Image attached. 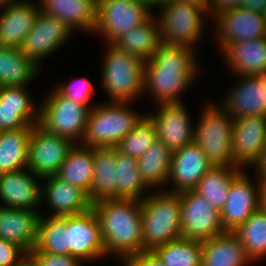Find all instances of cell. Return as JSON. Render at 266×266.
I'll return each instance as SVG.
<instances>
[{
	"instance_id": "cell-1",
	"label": "cell",
	"mask_w": 266,
	"mask_h": 266,
	"mask_svg": "<svg viewBox=\"0 0 266 266\" xmlns=\"http://www.w3.org/2000/svg\"><path fill=\"white\" fill-rule=\"evenodd\" d=\"M196 52L187 46L162 43L150 60L145 61L143 95H152L154 106L182 103L183 93L201 73Z\"/></svg>"
},
{
	"instance_id": "cell-2",
	"label": "cell",
	"mask_w": 266,
	"mask_h": 266,
	"mask_svg": "<svg viewBox=\"0 0 266 266\" xmlns=\"http://www.w3.org/2000/svg\"><path fill=\"white\" fill-rule=\"evenodd\" d=\"M100 223L106 256H115L121 264L126 258L143 252L141 201L107 199L92 204Z\"/></svg>"
},
{
	"instance_id": "cell-3",
	"label": "cell",
	"mask_w": 266,
	"mask_h": 266,
	"mask_svg": "<svg viewBox=\"0 0 266 266\" xmlns=\"http://www.w3.org/2000/svg\"><path fill=\"white\" fill-rule=\"evenodd\" d=\"M148 192L141 200L143 251H153L182 237L179 193L165 190Z\"/></svg>"
},
{
	"instance_id": "cell-4",
	"label": "cell",
	"mask_w": 266,
	"mask_h": 266,
	"mask_svg": "<svg viewBox=\"0 0 266 266\" xmlns=\"http://www.w3.org/2000/svg\"><path fill=\"white\" fill-rule=\"evenodd\" d=\"M97 104L89 112L86 131L80 143L84 146L116 147L146 115L132 109L131 102Z\"/></svg>"
},
{
	"instance_id": "cell-5",
	"label": "cell",
	"mask_w": 266,
	"mask_h": 266,
	"mask_svg": "<svg viewBox=\"0 0 266 266\" xmlns=\"http://www.w3.org/2000/svg\"><path fill=\"white\" fill-rule=\"evenodd\" d=\"M108 46V47H107ZM100 80L108 102H133L143 96L145 62L113 44H106Z\"/></svg>"
},
{
	"instance_id": "cell-6",
	"label": "cell",
	"mask_w": 266,
	"mask_h": 266,
	"mask_svg": "<svg viewBox=\"0 0 266 266\" xmlns=\"http://www.w3.org/2000/svg\"><path fill=\"white\" fill-rule=\"evenodd\" d=\"M157 10L160 12L156 18L160 25L161 42L196 50V43L206 33L204 30L209 29V12L198 4L178 0H169Z\"/></svg>"
},
{
	"instance_id": "cell-7",
	"label": "cell",
	"mask_w": 266,
	"mask_h": 266,
	"mask_svg": "<svg viewBox=\"0 0 266 266\" xmlns=\"http://www.w3.org/2000/svg\"><path fill=\"white\" fill-rule=\"evenodd\" d=\"M210 103V104H209ZM195 123L194 141L212 166H234L232 128L234 118L219 103L207 102Z\"/></svg>"
},
{
	"instance_id": "cell-8",
	"label": "cell",
	"mask_w": 266,
	"mask_h": 266,
	"mask_svg": "<svg viewBox=\"0 0 266 266\" xmlns=\"http://www.w3.org/2000/svg\"><path fill=\"white\" fill-rule=\"evenodd\" d=\"M51 89L39 103L38 125L47 132L80 144L91 109L62 96L54 86Z\"/></svg>"
},
{
	"instance_id": "cell-9",
	"label": "cell",
	"mask_w": 266,
	"mask_h": 266,
	"mask_svg": "<svg viewBox=\"0 0 266 266\" xmlns=\"http://www.w3.org/2000/svg\"><path fill=\"white\" fill-rule=\"evenodd\" d=\"M153 10L138 0H98L97 21L93 32L113 44L124 32L148 21Z\"/></svg>"
},
{
	"instance_id": "cell-10",
	"label": "cell",
	"mask_w": 266,
	"mask_h": 266,
	"mask_svg": "<svg viewBox=\"0 0 266 266\" xmlns=\"http://www.w3.org/2000/svg\"><path fill=\"white\" fill-rule=\"evenodd\" d=\"M182 237L204 241L225 232L220 212L194 190L179 192Z\"/></svg>"
},
{
	"instance_id": "cell-11",
	"label": "cell",
	"mask_w": 266,
	"mask_h": 266,
	"mask_svg": "<svg viewBox=\"0 0 266 266\" xmlns=\"http://www.w3.org/2000/svg\"><path fill=\"white\" fill-rule=\"evenodd\" d=\"M74 144L65 137L45 131L38 124L34 125L29 140L27 168L40 177L56 175Z\"/></svg>"
},
{
	"instance_id": "cell-12",
	"label": "cell",
	"mask_w": 266,
	"mask_h": 266,
	"mask_svg": "<svg viewBox=\"0 0 266 266\" xmlns=\"http://www.w3.org/2000/svg\"><path fill=\"white\" fill-rule=\"evenodd\" d=\"M210 23L215 35L218 51L227 44L266 36V22L263 14L242 7L218 14Z\"/></svg>"
},
{
	"instance_id": "cell-13",
	"label": "cell",
	"mask_w": 266,
	"mask_h": 266,
	"mask_svg": "<svg viewBox=\"0 0 266 266\" xmlns=\"http://www.w3.org/2000/svg\"><path fill=\"white\" fill-rule=\"evenodd\" d=\"M73 33L74 31L64 21L40 11L21 50L38 67H42V60L63 47L62 45L70 40Z\"/></svg>"
},
{
	"instance_id": "cell-14",
	"label": "cell",
	"mask_w": 266,
	"mask_h": 266,
	"mask_svg": "<svg viewBox=\"0 0 266 266\" xmlns=\"http://www.w3.org/2000/svg\"><path fill=\"white\" fill-rule=\"evenodd\" d=\"M67 238L70 255L81 262L107 258L100 223L92 207L83 213L67 216Z\"/></svg>"
},
{
	"instance_id": "cell-15",
	"label": "cell",
	"mask_w": 266,
	"mask_h": 266,
	"mask_svg": "<svg viewBox=\"0 0 266 266\" xmlns=\"http://www.w3.org/2000/svg\"><path fill=\"white\" fill-rule=\"evenodd\" d=\"M266 151V116L234 118L232 128L233 165L246 170Z\"/></svg>"
},
{
	"instance_id": "cell-16",
	"label": "cell",
	"mask_w": 266,
	"mask_h": 266,
	"mask_svg": "<svg viewBox=\"0 0 266 266\" xmlns=\"http://www.w3.org/2000/svg\"><path fill=\"white\" fill-rule=\"evenodd\" d=\"M168 103L156 105L157 111L146 114L155 124L157 139L167 146L172 153L194 141L195 124L186 104ZM192 123V124H191Z\"/></svg>"
},
{
	"instance_id": "cell-17",
	"label": "cell",
	"mask_w": 266,
	"mask_h": 266,
	"mask_svg": "<svg viewBox=\"0 0 266 266\" xmlns=\"http://www.w3.org/2000/svg\"><path fill=\"white\" fill-rule=\"evenodd\" d=\"M255 180L253 181L243 170L231 182L225 206L220 211L221 225L225 231H235L260 209L257 177Z\"/></svg>"
},
{
	"instance_id": "cell-18",
	"label": "cell",
	"mask_w": 266,
	"mask_h": 266,
	"mask_svg": "<svg viewBox=\"0 0 266 266\" xmlns=\"http://www.w3.org/2000/svg\"><path fill=\"white\" fill-rule=\"evenodd\" d=\"M42 177L28 168L0 174V206L39 211Z\"/></svg>"
},
{
	"instance_id": "cell-19",
	"label": "cell",
	"mask_w": 266,
	"mask_h": 266,
	"mask_svg": "<svg viewBox=\"0 0 266 266\" xmlns=\"http://www.w3.org/2000/svg\"><path fill=\"white\" fill-rule=\"evenodd\" d=\"M211 167L200 146L193 141L172 153L168 183L164 190L172 193L193 190Z\"/></svg>"
},
{
	"instance_id": "cell-20",
	"label": "cell",
	"mask_w": 266,
	"mask_h": 266,
	"mask_svg": "<svg viewBox=\"0 0 266 266\" xmlns=\"http://www.w3.org/2000/svg\"><path fill=\"white\" fill-rule=\"evenodd\" d=\"M41 205L49 210V216L62 217L80 214L92 207L83 189L64 182L56 175L42 177Z\"/></svg>"
},
{
	"instance_id": "cell-21",
	"label": "cell",
	"mask_w": 266,
	"mask_h": 266,
	"mask_svg": "<svg viewBox=\"0 0 266 266\" xmlns=\"http://www.w3.org/2000/svg\"><path fill=\"white\" fill-rule=\"evenodd\" d=\"M238 79V80H237ZM220 103L233 118L266 116V86L255 75L236 76Z\"/></svg>"
},
{
	"instance_id": "cell-22",
	"label": "cell",
	"mask_w": 266,
	"mask_h": 266,
	"mask_svg": "<svg viewBox=\"0 0 266 266\" xmlns=\"http://www.w3.org/2000/svg\"><path fill=\"white\" fill-rule=\"evenodd\" d=\"M27 87L1 88L0 131L24 129L38 124L39 105L36 106Z\"/></svg>"
},
{
	"instance_id": "cell-23",
	"label": "cell",
	"mask_w": 266,
	"mask_h": 266,
	"mask_svg": "<svg viewBox=\"0 0 266 266\" xmlns=\"http://www.w3.org/2000/svg\"><path fill=\"white\" fill-rule=\"evenodd\" d=\"M0 12V46L21 49L40 13L39 4L15 0Z\"/></svg>"
},
{
	"instance_id": "cell-24",
	"label": "cell",
	"mask_w": 266,
	"mask_h": 266,
	"mask_svg": "<svg viewBox=\"0 0 266 266\" xmlns=\"http://www.w3.org/2000/svg\"><path fill=\"white\" fill-rule=\"evenodd\" d=\"M40 211L0 206V238L21 247L35 248Z\"/></svg>"
},
{
	"instance_id": "cell-25",
	"label": "cell",
	"mask_w": 266,
	"mask_h": 266,
	"mask_svg": "<svg viewBox=\"0 0 266 266\" xmlns=\"http://www.w3.org/2000/svg\"><path fill=\"white\" fill-rule=\"evenodd\" d=\"M220 53L231 75L251 76L266 70V36L229 43Z\"/></svg>"
},
{
	"instance_id": "cell-26",
	"label": "cell",
	"mask_w": 266,
	"mask_h": 266,
	"mask_svg": "<svg viewBox=\"0 0 266 266\" xmlns=\"http://www.w3.org/2000/svg\"><path fill=\"white\" fill-rule=\"evenodd\" d=\"M40 11L64 21L73 31L93 33L98 0H38Z\"/></svg>"
},
{
	"instance_id": "cell-27",
	"label": "cell",
	"mask_w": 266,
	"mask_h": 266,
	"mask_svg": "<svg viewBox=\"0 0 266 266\" xmlns=\"http://www.w3.org/2000/svg\"><path fill=\"white\" fill-rule=\"evenodd\" d=\"M201 246V266H248L254 264L234 232L225 231L202 241Z\"/></svg>"
},
{
	"instance_id": "cell-28",
	"label": "cell",
	"mask_w": 266,
	"mask_h": 266,
	"mask_svg": "<svg viewBox=\"0 0 266 266\" xmlns=\"http://www.w3.org/2000/svg\"><path fill=\"white\" fill-rule=\"evenodd\" d=\"M94 177L89 191L91 204L118 199V183L116 174V148L93 147Z\"/></svg>"
},
{
	"instance_id": "cell-29",
	"label": "cell",
	"mask_w": 266,
	"mask_h": 266,
	"mask_svg": "<svg viewBox=\"0 0 266 266\" xmlns=\"http://www.w3.org/2000/svg\"><path fill=\"white\" fill-rule=\"evenodd\" d=\"M41 72L21 49L0 46V84L2 87L30 86Z\"/></svg>"
},
{
	"instance_id": "cell-30",
	"label": "cell",
	"mask_w": 266,
	"mask_h": 266,
	"mask_svg": "<svg viewBox=\"0 0 266 266\" xmlns=\"http://www.w3.org/2000/svg\"><path fill=\"white\" fill-rule=\"evenodd\" d=\"M158 18L153 15L148 21L124 32L114 43L117 48L148 61L161 46Z\"/></svg>"
},
{
	"instance_id": "cell-31",
	"label": "cell",
	"mask_w": 266,
	"mask_h": 266,
	"mask_svg": "<svg viewBox=\"0 0 266 266\" xmlns=\"http://www.w3.org/2000/svg\"><path fill=\"white\" fill-rule=\"evenodd\" d=\"M171 160L172 151L159 139L142 156L137 158L141 179L150 190L155 191L156 189L157 191L166 188Z\"/></svg>"
},
{
	"instance_id": "cell-32",
	"label": "cell",
	"mask_w": 266,
	"mask_h": 266,
	"mask_svg": "<svg viewBox=\"0 0 266 266\" xmlns=\"http://www.w3.org/2000/svg\"><path fill=\"white\" fill-rule=\"evenodd\" d=\"M56 176L83 189L89 196L94 177L93 147L74 144Z\"/></svg>"
},
{
	"instance_id": "cell-33",
	"label": "cell",
	"mask_w": 266,
	"mask_h": 266,
	"mask_svg": "<svg viewBox=\"0 0 266 266\" xmlns=\"http://www.w3.org/2000/svg\"><path fill=\"white\" fill-rule=\"evenodd\" d=\"M32 129L0 131V174L27 168Z\"/></svg>"
},
{
	"instance_id": "cell-34",
	"label": "cell",
	"mask_w": 266,
	"mask_h": 266,
	"mask_svg": "<svg viewBox=\"0 0 266 266\" xmlns=\"http://www.w3.org/2000/svg\"><path fill=\"white\" fill-rule=\"evenodd\" d=\"M237 166H213L193 189L219 212L224 208L231 182L243 171Z\"/></svg>"
},
{
	"instance_id": "cell-35",
	"label": "cell",
	"mask_w": 266,
	"mask_h": 266,
	"mask_svg": "<svg viewBox=\"0 0 266 266\" xmlns=\"http://www.w3.org/2000/svg\"><path fill=\"white\" fill-rule=\"evenodd\" d=\"M35 249L38 252L70 255L67 216H47L40 211Z\"/></svg>"
},
{
	"instance_id": "cell-36",
	"label": "cell",
	"mask_w": 266,
	"mask_h": 266,
	"mask_svg": "<svg viewBox=\"0 0 266 266\" xmlns=\"http://www.w3.org/2000/svg\"><path fill=\"white\" fill-rule=\"evenodd\" d=\"M254 263L266 258V211H255L233 231Z\"/></svg>"
},
{
	"instance_id": "cell-37",
	"label": "cell",
	"mask_w": 266,
	"mask_h": 266,
	"mask_svg": "<svg viewBox=\"0 0 266 266\" xmlns=\"http://www.w3.org/2000/svg\"><path fill=\"white\" fill-rule=\"evenodd\" d=\"M116 174L118 183V199L141 201L150 190L142 181L137 158L122 154L116 149ZM145 193V194H144Z\"/></svg>"
},
{
	"instance_id": "cell-38",
	"label": "cell",
	"mask_w": 266,
	"mask_h": 266,
	"mask_svg": "<svg viewBox=\"0 0 266 266\" xmlns=\"http://www.w3.org/2000/svg\"><path fill=\"white\" fill-rule=\"evenodd\" d=\"M153 252L165 266H201V241L180 237L156 247Z\"/></svg>"
},
{
	"instance_id": "cell-39",
	"label": "cell",
	"mask_w": 266,
	"mask_h": 266,
	"mask_svg": "<svg viewBox=\"0 0 266 266\" xmlns=\"http://www.w3.org/2000/svg\"><path fill=\"white\" fill-rule=\"evenodd\" d=\"M156 140L157 130L155 124L146 114L115 148L122 154L138 158L142 156Z\"/></svg>"
},
{
	"instance_id": "cell-40",
	"label": "cell",
	"mask_w": 266,
	"mask_h": 266,
	"mask_svg": "<svg viewBox=\"0 0 266 266\" xmlns=\"http://www.w3.org/2000/svg\"><path fill=\"white\" fill-rule=\"evenodd\" d=\"M72 81L60 82L58 85H54V88L62 96L71 99L75 103H80L92 109L95 105L92 104L93 101H91V97L94 95L95 90L90 79L85 76L80 79L75 78Z\"/></svg>"
},
{
	"instance_id": "cell-41",
	"label": "cell",
	"mask_w": 266,
	"mask_h": 266,
	"mask_svg": "<svg viewBox=\"0 0 266 266\" xmlns=\"http://www.w3.org/2000/svg\"><path fill=\"white\" fill-rule=\"evenodd\" d=\"M29 255L38 266H83V262L71 255L38 252L35 248L31 250Z\"/></svg>"
},
{
	"instance_id": "cell-42",
	"label": "cell",
	"mask_w": 266,
	"mask_h": 266,
	"mask_svg": "<svg viewBox=\"0 0 266 266\" xmlns=\"http://www.w3.org/2000/svg\"><path fill=\"white\" fill-rule=\"evenodd\" d=\"M26 254L21 247L0 238V266H13Z\"/></svg>"
},
{
	"instance_id": "cell-43",
	"label": "cell",
	"mask_w": 266,
	"mask_h": 266,
	"mask_svg": "<svg viewBox=\"0 0 266 266\" xmlns=\"http://www.w3.org/2000/svg\"><path fill=\"white\" fill-rule=\"evenodd\" d=\"M122 266H165L153 251H143L126 258Z\"/></svg>"
},
{
	"instance_id": "cell-44",
	"label": "cell",
	"mask_w": 266,
	"mask_h": 266,
	"mask_svg": "<svg viewBox=\"0 0 266 266\" xmlns=\"http://www.w3.org/2000/svg\"><path fill=\"white\" fill-rule=\"evenodd\" d=\"M243 0H210L208 12L210 21H212L218 14L241 7Z\"/></svg>"
},
{
	"instance_id": "cell-45",
	"label": "cell",
	"mask_w": 266,
	"mask_h": 266,
	"mask_svg": "<svg viewBox=\"0 0 266 266\" xmlns=\"http://www.w3.org/2000/svg\"><path fill=\"white\" fill-rule=\"evenodd\" d=\"M244 9L263 14L266 9V0H243Z\"/></svg>"
},
{
	"instance_id": "cell-46",
	"label": "cell",
	"mask_w": 266,
	"mask_h": 266,
	"mask_svg": "<svg viewBox=\"0 0 266 266\" xmlns=\"http://www.w3.org/2000/svg\"><path fill=\"white\" fill-rule=\"evenodd\" d=\"M252 168L255 169H253L255 177L266 178V151Z\"/></svg>"
},
{
	"instance_id": "cell-47",
	"label": "cell",
	"mask_w": 266,
	"mask_h": 266,
	"mask_svg": "<svg viewBox=\"0 0 266 266\" xmlns=\"http://www.w3.org/2000/svg\"><path fill=\"white\" fill-rule=\"evenodd\" d=\"M259 185L260 208L266 211V178H257Z\"/></svg>"
},
{
	"instance_id": "cell-48",
	"label": "cell",
	"mask_w": 266,
	"mask_h": 266,
	"mask_svg": "<svg viewBox=\"0 0 266 266\" xmlns=\"http://www.w3.org/2000/svg\"><path fill=\"white\" fill-rule=\"evenodd\" d=\"M13 266H38L36 261L29 255L26 254L18 263Z\"/></svg>"
},
{
	"instance_id": "cell-49",
	"label": "cell",
	"mask_w": 266,
	"mask_h": 266,
	"mask_svg": "<svg viewBox=\"0 0 266 266\" xmlns=\"http://www.w3.org/2000/svg\"><path fill=\"white\" fill-rule=\"evenodd\" d=\"M138 1L147 4L151 9L153 8L157 9L165 5L169 0H138Z\"/></svg>"
},
{
	"instance_id": "cell-50",
	"label": "cell",
	"mask_w": 266,
	"mask_h": 266,
	"mask_svg": "<svg viewBox=\"0 0 266 266\" xmlns=\"http://www.w3.org/2000/svg\"><path fill=\"white\" fill-rule=\"evenodd\" d=\"M178 1L198 4L201 7L205 8L207 11L209 8V3H210V0H178Z\"/></svg>"
},
{
	"instance_id": "cell-51",
	"label": "cell",
	"mask_w": 266,
	"mask_h": 266,
	"mask_svg": "<svg viewBox=\"0 0 266 266\" xmlns=\"http://www.w3.org/2000/svg\"><path fill=\"white\" fill-rule=\"evenodd\" d=\"M259 80H261L266 86V70L260 71L255 75Z\"/></svg>"
},
{
	"instance_id": "cell-52",
	"label": "cell",
	"mask_w": 266,
	"mask_h": 266,
	"mask_svg": "<svg viewBox=\"0 0 266 266\" xmlns=\"http://www.w3.org/2000/svg\"><path fill=\"white\" fill-rule=\"evenodd\" d=\"M15 0H0V10L4 9L6 6H9Z\"/></svg>"
},
{
	"instance_id": "cell-53",
	"label": "cell",
	"mask_w": 266,
	"mask_h": 266,
	"mask_svg": "<svg viewBox=\"0 0 266 266\" xmlns=\"http://www.w3.org/2000/svg\"><path fill=\"white\" fill-rule=\"evenodd\" d=\"M263 16H264V18H265V22H266V9H265L264 12H263Z\"/></svg>"
}]
</instances>
